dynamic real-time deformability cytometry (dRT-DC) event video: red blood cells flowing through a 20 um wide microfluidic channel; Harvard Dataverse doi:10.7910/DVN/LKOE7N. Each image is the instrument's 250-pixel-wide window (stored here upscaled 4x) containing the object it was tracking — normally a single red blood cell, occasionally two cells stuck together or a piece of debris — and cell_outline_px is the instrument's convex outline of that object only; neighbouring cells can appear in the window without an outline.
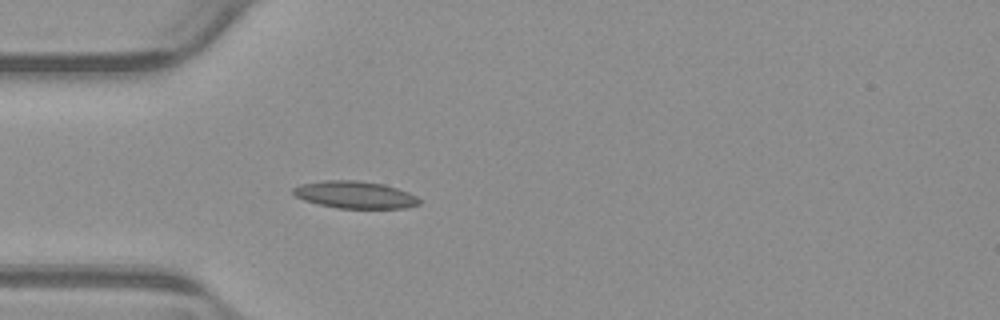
{"species": "common noctule bat (a hibernating species)", "species_latin": "Nyctalus noctula", "temperature_condition": "warm", "stored_images_in_passage": 39, "camera_frame_rate_fps": 3000, "um_per_image_px": 0.085, "animal": {"sex": "male", "body_mass_g": 23.1, "forearm_length_mm": 52.7}, "frame": {"image": 1, "passage_image": 1, "time_ms": 0.0, "image_size_px": [1000, 320], "cell_outline_px": [[420, 204], [404, 208], [336, 208], [304, 200], [296, 196], [292, 192], [292, 188], [300, 184], [324, 180], [356, 180], [384, 184], [408, 192], [416, 196], [420, 200]], "centroid_in_image_um": [30.16, 16.55], "position_along_channel_um": 54.8, "area_um2": 19.94}}
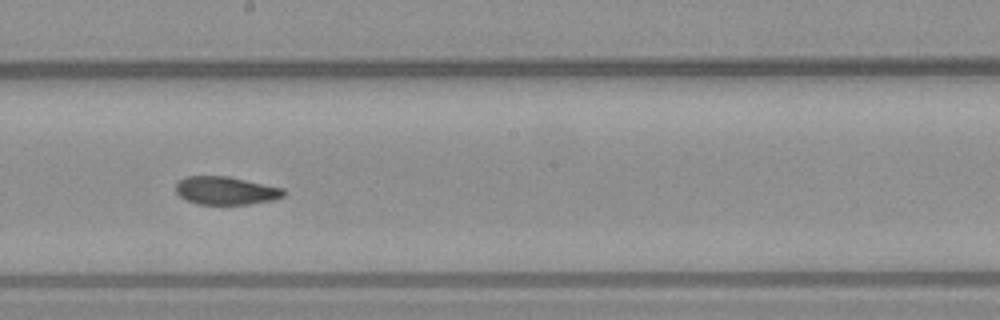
{"frame": {"image": 2, "passage_image": 15, "time_ms": 4.667, "image_size_px": [1000, 320], "cell_outline_px": [[284, 196], [272, 200], [248, 204], [196, 204], [180, 196], [176, 192], [176, 184], [184, 176], [228, 176], [284, 188]], "centroid_in_image_um": [19.19, 16.19], "position_along_channel_um": 229.0, "area_um2": 17.57}}
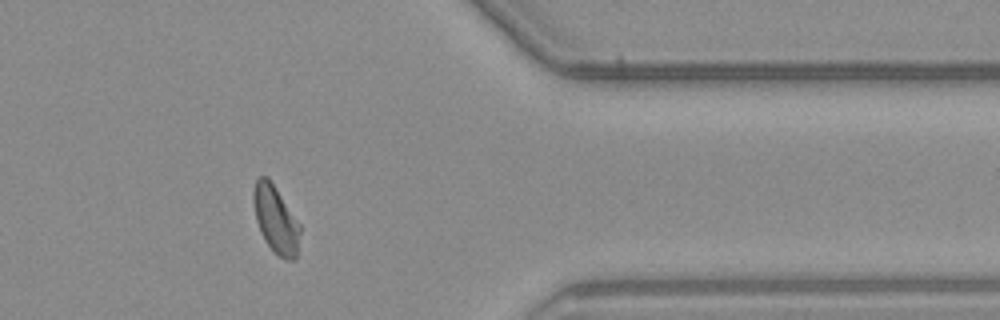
{"frame": {"image": 3, "passage_image": 29, "time_ms": 9.333, "image_size_px": [1000, 320], "cell_outline_px": [[300, 232], [296, 260], [284, 260], [268, 244], [260, 232], [256, 220], [252, 200], [252, 192], [256, 180], [260, 176], [268, 176], [300, 224]], "centroid_in_image_um": [23.42, 18.63], "position_along_channel_um": 388.0, "area_um2": 18.21}, "authors_computed_cell_mechanics": {"area_um2": 18.3226, "velocity_mm_per_s": 3.8371, "shape_relaxation_time_tau1_ms": null, "shape_relaxation_time_tau2_ms": 4.8206, "deformation_change_tau1": null, "deformation_change_tau2": 0.1056}}